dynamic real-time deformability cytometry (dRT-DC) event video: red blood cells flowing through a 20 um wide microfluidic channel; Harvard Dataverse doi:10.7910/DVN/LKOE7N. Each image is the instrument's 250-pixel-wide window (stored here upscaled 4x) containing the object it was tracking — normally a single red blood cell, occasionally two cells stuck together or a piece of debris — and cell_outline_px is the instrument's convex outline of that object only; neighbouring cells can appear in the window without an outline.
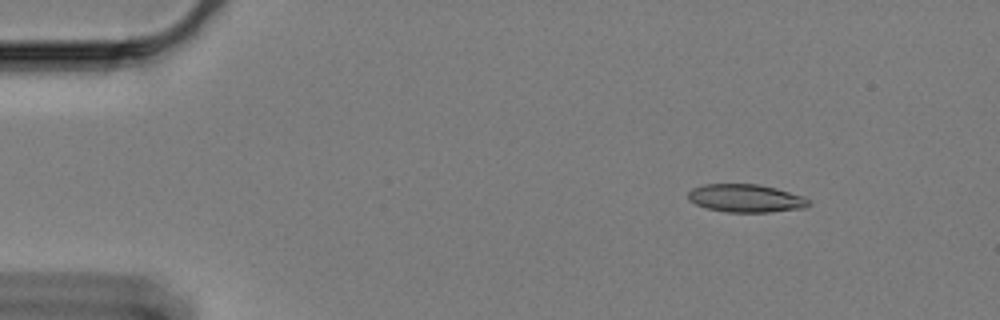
{"species": "Egyptian fruit bat (a non-hibernating species)", "species_latin": "Rousettus aegyptiacus", "temperature_condition": "cold", "stored_images_in_passage": 53, "camera_frame_rate_fps": 3000, "um_per_image_px": 0.085, "animal": {"sex": "female"}, "frame": {"image": 1, "passage_image": 1, "time_ms": 0.0, "image_size_px": [1000, 320], "cell_outline_px": [[812, 204], [804, 208], [768, 212], [724, 212], [708, 208], [696, 204], [688, 200], [688, 192], [692, 188], [704, 184], [760, 184], [776, 188], [804, 196]], "centroid_in_image_um": [63.4, 16.85], "position_along_channel_um": 21.6, "area_um2": 19.77}}
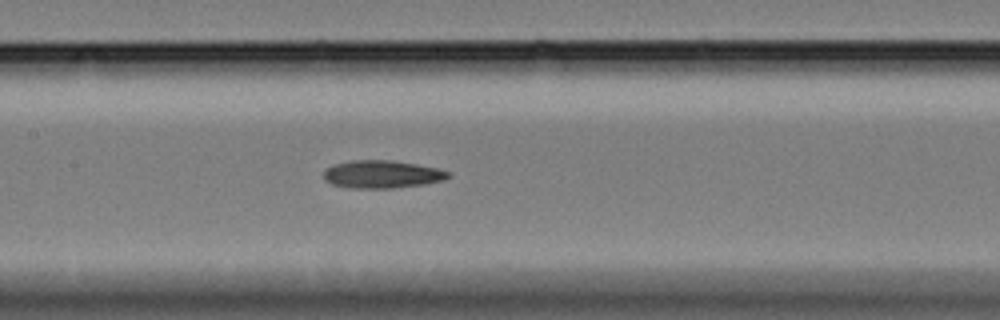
{"frame": {"image": 2, "passage_image": 22, "time_ms": 7.0, "image_size_px": [1000, 320], "cell_outline_px": [[452, 176], [444, 180], [424, 184], [392, 188], [348, 188], [332, 184], [324, 180], [324, 172], [332, 164], [352, 160], [388, 160], [416, 164], [436, 168], [452, 172]], "centroid_in_image_um": [32.48, 14.81], "position_along_channel_um": 174.9, "area_um2": 20.23}}
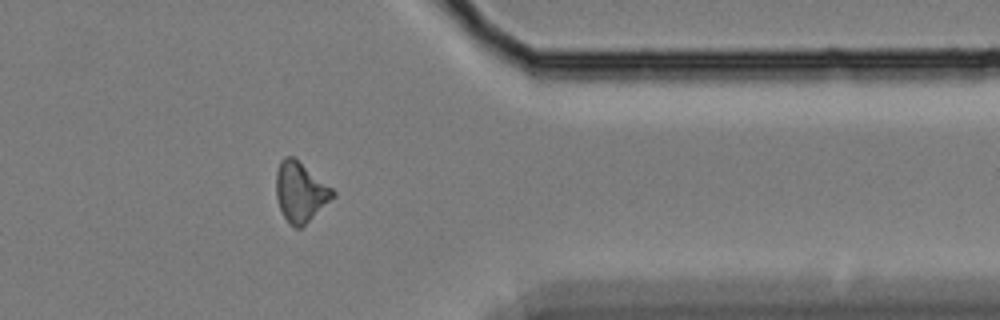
{"frame": {"image": 3, "passage_image": 42, "time_ms": 13.667, "image_size_px": [1000, 320], "cell_outline_px": [[336, 196], [300, 228], [296, 228], [284, 216], [280, 208], [276, 196], [276, 172], [280, 160], [284, 156], [292, 156], [332, 188], [336, 192]], "centroid_in_image_um": [25.53, 16.3], "position_along_channel_um": 385.9, "area_um2": 19.36}}